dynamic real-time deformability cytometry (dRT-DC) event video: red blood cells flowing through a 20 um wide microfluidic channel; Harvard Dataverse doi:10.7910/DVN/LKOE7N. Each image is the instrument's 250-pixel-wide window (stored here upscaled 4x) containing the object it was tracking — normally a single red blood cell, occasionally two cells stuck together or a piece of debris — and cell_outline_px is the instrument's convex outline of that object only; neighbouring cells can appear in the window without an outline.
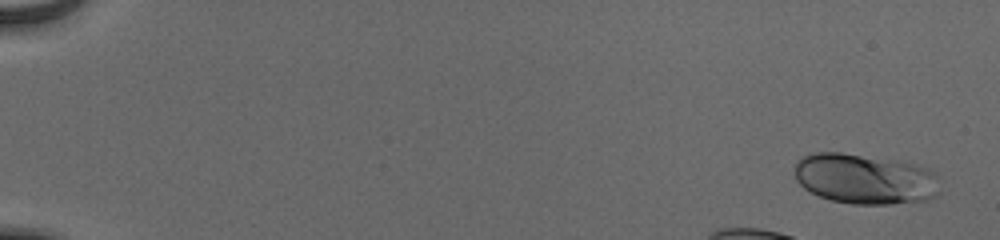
{"species": "human", "species_latin": "Homo sapiens", "temperature_condition": "cold", "stored_images_in_passage": 44, "camera_frame_rate_fps": 3000, "um_per_image_px": 0.085, "donor": {"sex": "male"}, "frame": {"image": 1, "passage_image": 3, "time_ms": 0.667, "image_size_px": [1000, 240], "cell_outline_px": [[940, 192], [936, 196], [928, 200], [892, 204], [852, 204], [832, 200], [820, 196], [804, 188], [796, 180], [796, 160], [800, 156], [816, 152], [840, 152], [896, 160], [928, 168], [936, 176]], "centroid_in_image_um": [73.51, 15.21], "position_along_channel_um": 11.5, "area_um2": 42.71}}
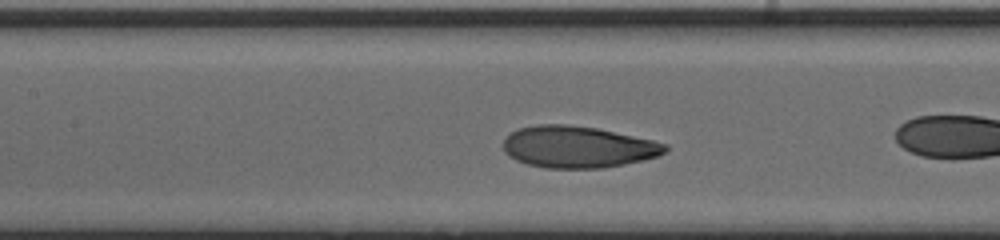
{"frame": {"image": 2, "passage_image": 26, "time_ms": 8.333, "image_size_px": [1000, 240], "cell_outline_px": [[668, 152], [660, 156], [644, 160], [604, 168], [544, 168], [528, 164], [516, 160], [508, 156], [504, 152], [504, 140], [516, 128], [536, 124], [568, 124], [596, 128], [652, 140], [668, 144]], "centroid_in_image_um": [49.13, 12.49], "position_along_channel_um": 158.3, "area_um2": 39.59}}
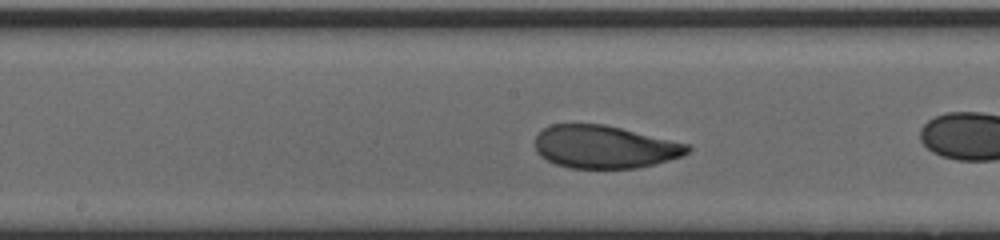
{"frame": {"image": 3, "passage_image": 29, "time_ms": 9.333, "image_size_px": [1000, 240], "cell_outline_px": [[692, 148], [688, 152], [680, 156], [656, 164], [636, 168], [572, 168], [556, 164], [540, 156], [536, 152], [536, 136], [544, 128], [552, 124], [604, 124], [692, 144]], "centroid_in_image_um": [51.42, 12.48], "position_along_channel_um": 196.8, "area_um2": 38.09}}